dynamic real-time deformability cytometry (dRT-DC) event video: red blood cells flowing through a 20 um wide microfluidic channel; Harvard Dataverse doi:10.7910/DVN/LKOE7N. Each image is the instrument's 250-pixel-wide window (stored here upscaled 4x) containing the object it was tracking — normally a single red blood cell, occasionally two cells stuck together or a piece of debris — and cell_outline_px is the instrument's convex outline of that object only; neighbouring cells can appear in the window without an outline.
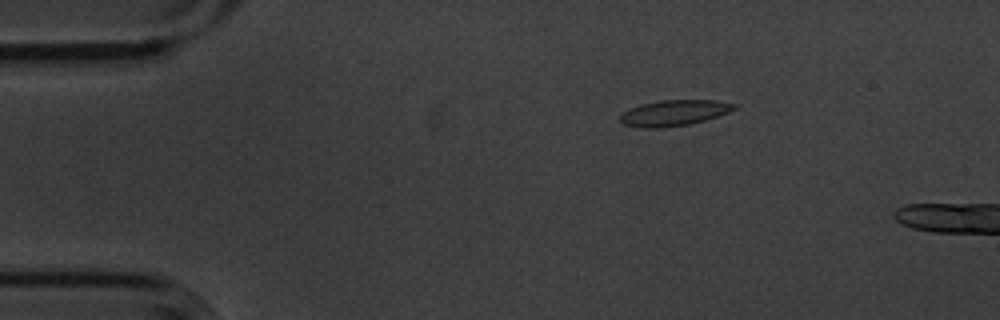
{"species": "common noctule bat (a hibernating species)", "species_latin": "Nyctalus noctula", "temperature_condition": "cold", "stored_images_in_passage": 2, "camera_frame_rate_fps": 3000, "um_per_image_px": 0.085, "animal": {"sex": "male", "body_mass_g": 20.1, "forearm_length_mm": 53.5}, "frame": {"image": 1, "passage_image": 1, "time_ms": 0.0, "image_size_px": [1000, 320], "cell_outline_px": [[736, 108], [728, 112], [704, 120], [688, 124], [660, 128], [644, 128], [620, 124], [620, 116], [624, 112], [640, 104], [660, 100], [716, 100], [736, 104]], "centroid_in_image_um": [57.26, 9.59], "position_along_channel_um": 27.7, "area_um2": 16.99}}